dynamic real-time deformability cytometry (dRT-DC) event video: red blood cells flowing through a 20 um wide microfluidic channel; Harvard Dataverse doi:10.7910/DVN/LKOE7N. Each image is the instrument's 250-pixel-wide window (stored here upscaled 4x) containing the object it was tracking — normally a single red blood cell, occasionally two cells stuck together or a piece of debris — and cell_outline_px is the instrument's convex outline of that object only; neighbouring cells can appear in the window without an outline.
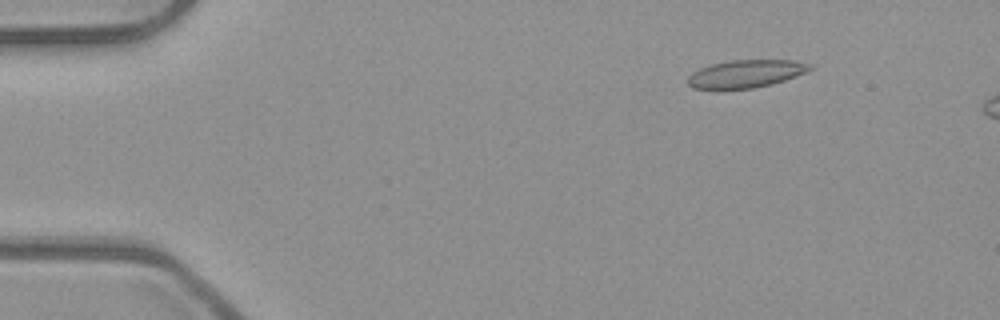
{"species": "common noctule bat (a hibernating species)", "species_latin": "Nyctalus noctula", "temperature_condition": "room temperature", "stored_images_in_passage": 12, "camera_frame_rate_fps": 3000, "um_per_image_px": 0.085, "animal": {"sex": "male", "body_mass_g": 23.1, "forearm_length_mm": 52.7}, "frame": {"image": 1, "passage_image": 7, "time_ms": 2.0, "image_size_px": [1000, 320], "cell_outline_px": [[816, 68], [808, 72], [772, 84], [752, 88], [720, 92], [692, 88], [688, 84], [688, 76], [692, 72], [700, 68], [712, 64], [732, 60], [792, 60], [816, 64]], "centroid_in_image_um": [63.4, 6.3], "position_along_channel_um": 21.6, "area_um2": 20.63}}